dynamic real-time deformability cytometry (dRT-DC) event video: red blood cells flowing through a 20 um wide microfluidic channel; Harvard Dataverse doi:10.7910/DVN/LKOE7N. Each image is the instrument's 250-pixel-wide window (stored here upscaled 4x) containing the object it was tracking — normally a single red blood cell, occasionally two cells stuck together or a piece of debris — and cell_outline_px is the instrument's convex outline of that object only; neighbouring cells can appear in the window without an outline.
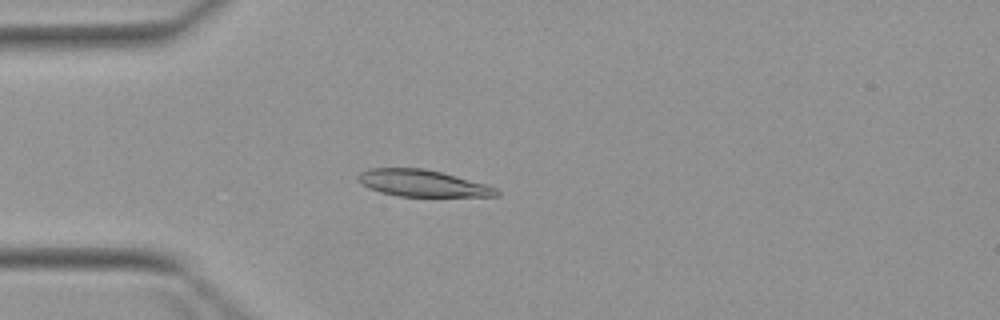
{"species": "Egyptian fruit bat (a non-hibernating species)", "species_latin": "Rousettus aegyptiacus", "temperature_condition": "warm", "stored_images_in_passage": 3, "camera_frame_rate_fps": 3000, "um_per_image_px": 0.085, "animal": {"sex": "female"}, "frame": {"image": 1, "passage_image": 3, "time_ms": 2.0, "image_size_px": [1000, 320], "cell_outline_px": [[500, 196], [400, 196], [380, 192], [356, 180], [356, 176], [360, 172], [368, 168], [424, 168], [440, 172], [484, 184], [496, 188], [500, 192]], "centroid_in_image_um": [35.88, 15.57], "position_along_channel_um": 49.1, "area_um2": 21.21}}